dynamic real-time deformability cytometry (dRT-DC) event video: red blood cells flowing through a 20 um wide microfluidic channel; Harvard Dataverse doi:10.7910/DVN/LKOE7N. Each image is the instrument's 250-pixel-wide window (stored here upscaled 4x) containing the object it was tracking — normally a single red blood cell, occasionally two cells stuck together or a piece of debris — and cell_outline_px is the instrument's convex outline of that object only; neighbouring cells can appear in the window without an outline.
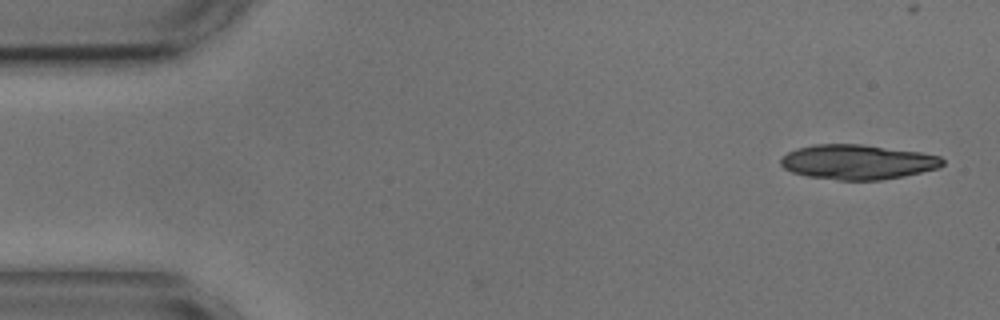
{"species": "common noctule bat (a hibernating species)", "species_latin": "Nyctalus noctula", "temperature_condition": "cold", "stored_images_in_passage": 2, "camera_frame_rate_fps": 3000, "um_per_image_px": 0.085, "animal": {"sex": "male", "body_mass_g": 17.9, "forearm_length_mm": 54.2}, "frame": {"image": 1, "passage_image": 2, "time_ms": 0.333, "image_size_px": [1000, 320], "cell_outline_px": [[944, 164], [940, 168], [904, 176], [880, 180], [840, 180], [808, 176], [792, 172], [784, 168], [780, 164], [780, 160], [788, 152], [796, 148], [816, 144], [860, 144], [920, 152], [940, 156], [944, 160]], "centroid_in_image_um": [72.91, 13.77], "position_along_channel_um": 12.1, "area_um2": 32.77}}